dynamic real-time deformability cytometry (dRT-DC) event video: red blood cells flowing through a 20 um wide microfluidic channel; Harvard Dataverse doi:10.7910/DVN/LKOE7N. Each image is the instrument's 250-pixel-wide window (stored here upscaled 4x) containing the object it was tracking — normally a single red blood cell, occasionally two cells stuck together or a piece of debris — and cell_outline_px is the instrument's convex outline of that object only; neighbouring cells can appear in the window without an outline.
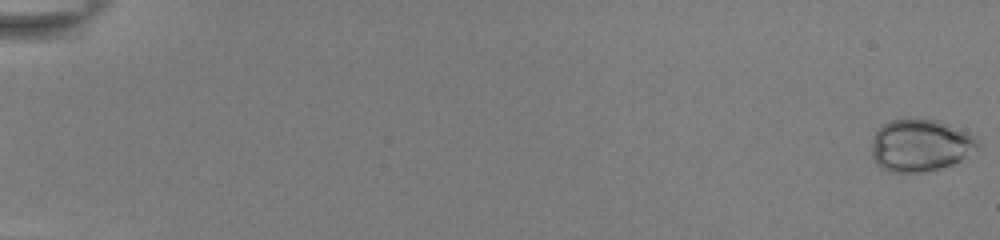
{"species": "common noctule bat (a hibernating species)", "species_latin": "Nyctalus noctula", "temperature_condition": "room temperature", "stored_images_in_passage": 55, "camera_frame_rate_fps": 3000, "um_per_image_px": 0.085, "animal": {"sex": "female", "body_mass_g": 22.0, "forearm_length_mm": 56.7}, "frame": {"image": 1, "passage_image": 1, "time_ms": 0.0, "image_size_px": [1000, 240], "cell_outline_px": [[976, 148], [960, 160], [952, 164], [940, 168], [920, 172], [892, 172], [880, 168], [876, 164], [872, 156], [872, 136], [884, 124], [892, 120], [936, 120], [964, 132], [972, 136], [976, 140]], "centroid_in_image_um": [78.14, 12.38], "position_along_channel_um": 6.9, "area_um2": 31.39}}
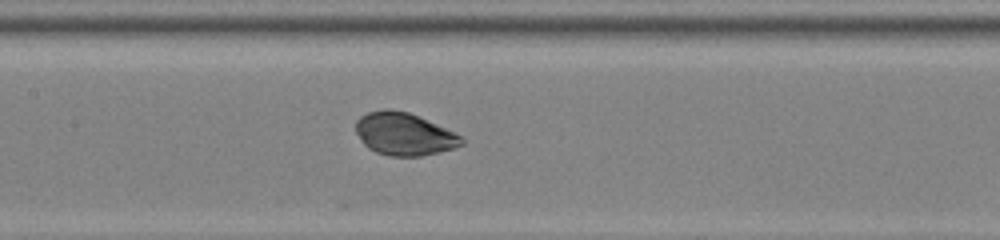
{"frame": {"image": 2, "passage_image": 29, "time_ms": 9.333, "image_size_px": [1000, 240], "cell_outline_px": [[464, 144], [456, 148], [420, 156], [388, 156], [376, 152], [368, 148], [364, 144], [356, 132], [356, 120], [360, 116], [368, 112], [380, 108], [392, 108], [408, 112], [464, 136]], "centroid_in_image_um": [34.35, 11.38], "position_along_channel_um": 173.0, "area_um2": 26.47}}
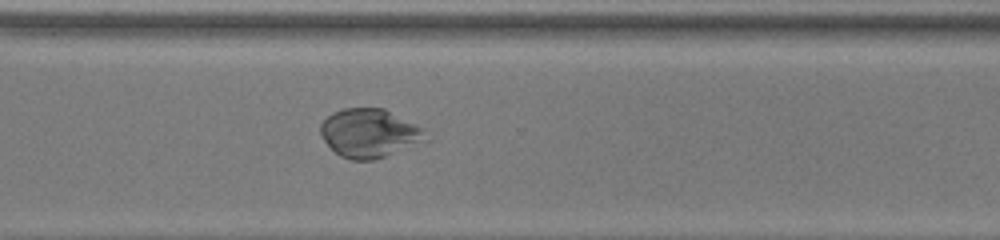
{"frame": {"image": 3, "passage_image": 42, "time_ms": 13.667, "image_size_px": [1000, 240], "cell_outline_px": [[424, 140], [384, 156], [372, 160], [352, 160], [340, 156], [324, 140], [320, 132], [320, 124], [332, 112], [344, 108], [384, 108], [424, 128]], "centroid_in_image_um": [31.34, 11.29], "position_along_channel_um": 339.3, "area_um2": 29.25}, "authors_computed_cell_mechanics": {"area_um2": 28.4954, "velocity_mm_per_s": 3.8441, "shape_relaxation_time_tau1_ms": 6.1785, "shape_relaxation_time_tau2_ms": null, "deformation_change_tau1": 0.1582, "deformation_change_tau2": null}}